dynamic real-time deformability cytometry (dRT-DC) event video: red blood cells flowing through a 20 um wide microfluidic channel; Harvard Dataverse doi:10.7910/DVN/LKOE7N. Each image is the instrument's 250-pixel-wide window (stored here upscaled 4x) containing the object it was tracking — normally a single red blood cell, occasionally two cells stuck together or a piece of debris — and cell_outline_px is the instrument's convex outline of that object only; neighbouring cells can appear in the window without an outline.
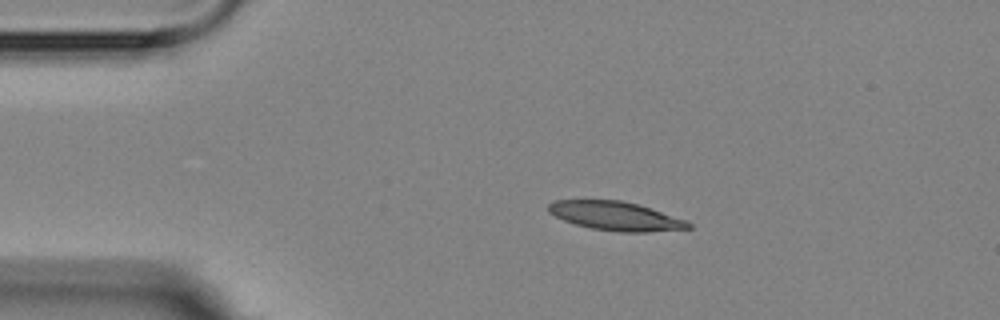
{"species": "Egyptian fruit bat (a non-hibernating species)", "species_latin": "Rousettus aegyptiacus", "temperature_condition": "room temperature", "stored_images_in_passage": 5, "camera_frame_rate_fps": 3000, "um_per_image_px": 0.085, "animal": {"sex": "female"}, "frame": {"image": 1, "passage_image": 3, "time_ms": 2.333, "image_size_px": [1000, 320], "cell_outline_px": [[692, 228], [648, 232], [616, 232], [592, 228], [576, 224], [564, 220], [548, 212], [548, 204], [552, 200], [620, 200], [636, 204], [688, 220], [692, 224]], "centroid_in_image_um": [52.34, 18.36], "position_along_channel_um": 32.7, "area_um2": 23.47}}
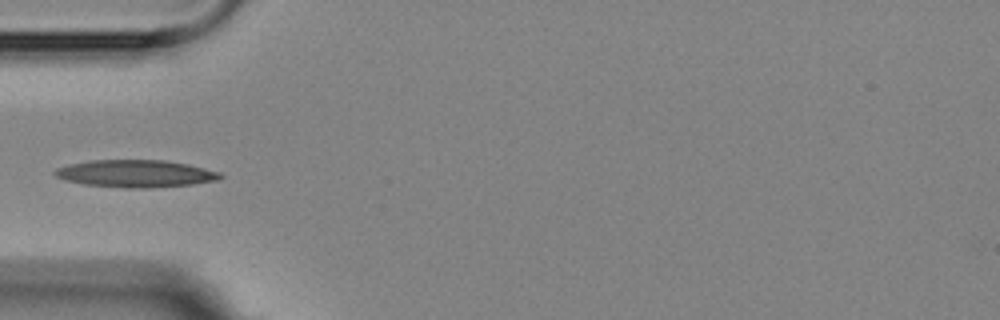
{"frame": {"image": 2, "passage_image": 5, "time_ms": 4.667, "image_size_px": [1000, 320], "cell_outline_px": [[224, 176], [220, 180], [192, 184], [144, 188], [124, 188], [84, 184], [64, 180], [56, 176], [52, 172], [56, 168], [68, 164], [88, 160], [164, 160], [188, 164], [220, 172]], "centroid_in_image_um": [11.51, 14.75], "position_along_channel_um": 73.5, "area_um2": 26.47}}